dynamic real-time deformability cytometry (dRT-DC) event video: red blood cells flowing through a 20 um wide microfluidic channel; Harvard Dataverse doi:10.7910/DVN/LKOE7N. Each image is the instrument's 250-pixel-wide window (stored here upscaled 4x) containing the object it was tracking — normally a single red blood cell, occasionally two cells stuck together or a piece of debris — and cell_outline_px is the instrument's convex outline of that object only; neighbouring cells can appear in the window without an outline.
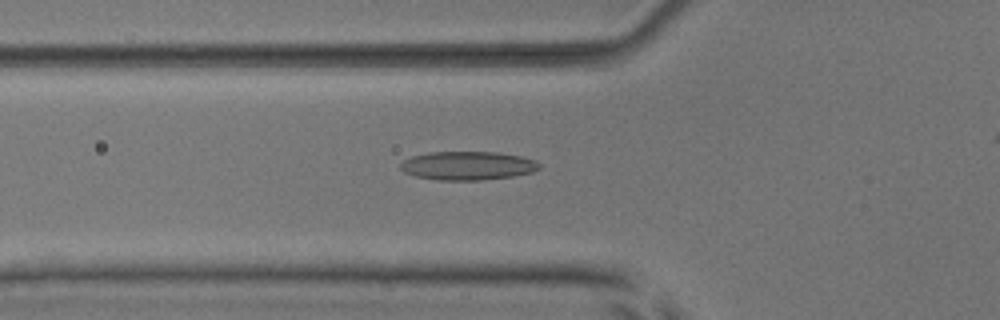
{"species": "common noctule bat (a hibernating species)", "species_latin": "Nyctalus noctula", "temperature_condition": "room temperature", "stored_images_in_passage": 39, "camera_frame_rate_fps": 3000, "um_per_image_px": 0.085, "animal": {"sex": "male", "body_mass_g": 17.9, "forearm_length_mm": 54.2}, "frame": {"image": 1, "passage_image": 13, "time_ms": 4.0, "image_size_px": [1000, 320], "cell_outline_px": [[540, 168], [532, 172], [512, 176], [480, 180], [436, 180], [416, 176], [404, 172], [400, 168], [400, 164], [404, 160], [412, 156], [428, 152], [496, 152], [520, 156], [536, 160], [540, 164]], "centroid_in_image_um": [39.75, 14.08], "position_along_channel_um": 86.1, "area_um2": 23.12}}
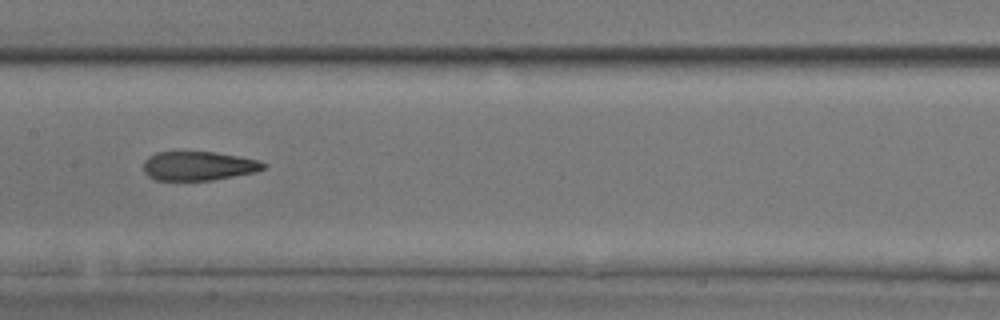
{"frame": {"image": 2, "passage_image": 21, "time_ms": 6.667, "image_size_px": [1000, 320], "cell_outline_px": [[268, 168], [256, 172], [212, 180], [156, 180], [148, 176], [144, 172], [144, 160], [148, 156], [156, 152], [216, 152], [240, 156], [260, 160], [268, 164]], "centroid_in_image_um": [16.92, 14.1], "position_along_channel_um": 190.5, "area_um2": 20.58}}
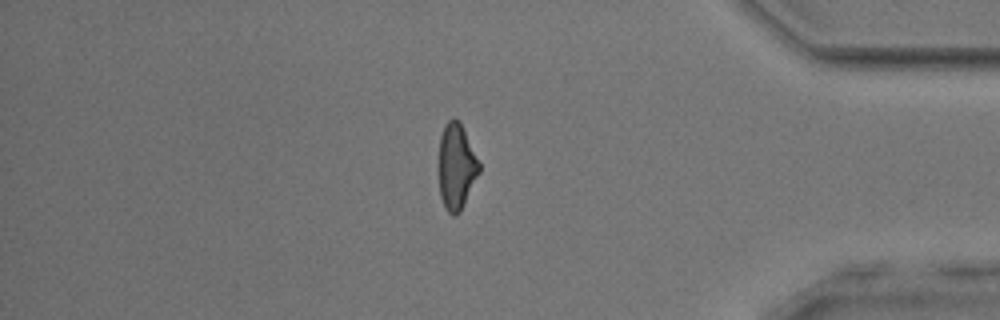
{"frame": {"image": 3, "passage_image": 39, "time_ms": 12.667, "image_size_px": [1000, 320], "cell_outline_px": [[480, 172], [460, 212], [456, 216], [452, 216], [444, 208], [440, 196], [440, 136], [444, 124], [452, 116], [460, 120], [480, 164]], "centroid_in_image_um": [38.8, 14.14], "position_along_channel_um": 396.4, "area_um2": 20.23}, "authors_computed_cell_mechanics": {"area_um2": 21.2704, "velocity_mm_per_s": 3.9063, "shape_relaxation_time_tau1_ms": 9.1604, "shape_relaxation_time_tau2_ms": 2.3701, "deformation_change_tau1": 0.2309, "deformation_change_tau2": 0.1037}}